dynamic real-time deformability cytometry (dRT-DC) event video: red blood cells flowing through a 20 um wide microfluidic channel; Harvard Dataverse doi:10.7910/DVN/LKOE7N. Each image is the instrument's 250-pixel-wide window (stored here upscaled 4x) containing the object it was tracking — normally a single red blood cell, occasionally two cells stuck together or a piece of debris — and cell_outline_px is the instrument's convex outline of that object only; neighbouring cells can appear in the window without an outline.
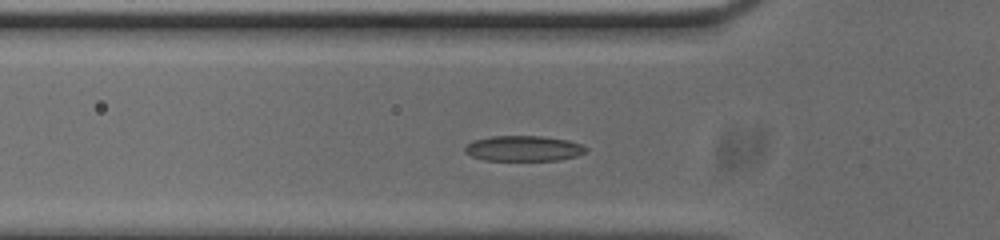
{"species": "common noctule bat (a hibernating species)", "species_latin": "Nyctalus noctula", "temperature_condition": "cold", "stored_images_in_passage": 50, "camera_frame_rate_fps": 3000, "um_per_image_px": 0.085, "animal": {"sex": "male", "body_mass_g": 20.0, "forearm_length_mm": 53.3}, "frame": {"image": 1, "passage_image": 12, "time_ms": 3.667, "image_size_px": [1000, 240], "cell_outline_px": [[588, 152], [576, 156], [560, 160], [484, 160], [472, 156], [464, 152], [464, 148], [472, 140], [492, 136], [544, 136], [568, 140], [580, 144], [588, 148]], "centroid_in_image_um": [44.52, 12.61], "position_along_channel_um": 81.3, "area_um2": 18.03}}
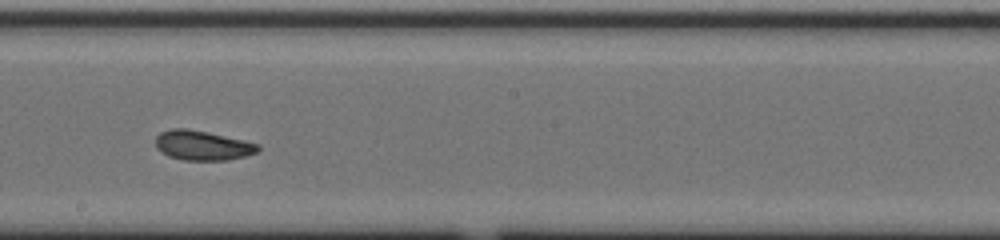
{"frame": {"image": 2, "passage_image": 24, "time_ms": 7.667, "image_size_px": [1000, 240], "cell_outline_px": [[260, 148], [256, 152], [244, 156], [228, 160], [184, 160], [168, 156], [160, 152], [156, 148], [156, 136], [160, 132], [172, 128], [188, 128], [208, 132], [244, 140], [260, 144]], "centroid_in_image_um": [17.19, 12.35], "position_along_channel_um": 231.0, "area_um2": 17.8}}
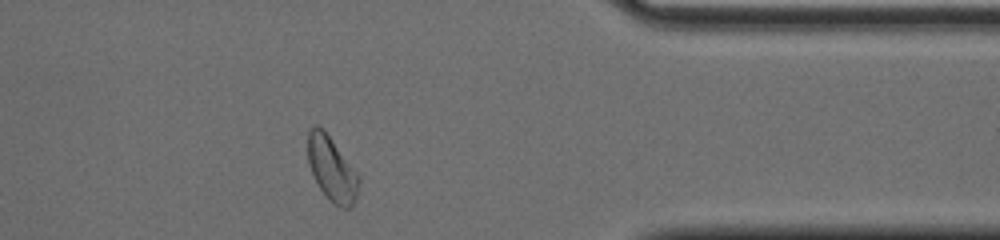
{"frame": {"image": 3, "passage_image": 38, "time_ms": 12.333, "image_size_px": [1000, 240], "cell_outline_px": [[360, 180], [356, 196], [352, 208], [340, 208], [320, 188], [308, 164], [308, 132], [316, 124], [324, 128], [360, 176]], "centroid_in_image_um": [28.22, 14.32], "position_along_channel_um": 383.2, "area_um2": 18.96}, "authors_computed_cell_mechanics": {"area_um2": 17.9758, "velocity_mm_per_s": 3.7362, "shape_relaxation_time_tau1_ms": 5.077, "shape_relaxation_time_tau2_ms": 3.6886, "deformation_change_tau1": 0.1436, "deformation_change_tau2": 0.0746}}